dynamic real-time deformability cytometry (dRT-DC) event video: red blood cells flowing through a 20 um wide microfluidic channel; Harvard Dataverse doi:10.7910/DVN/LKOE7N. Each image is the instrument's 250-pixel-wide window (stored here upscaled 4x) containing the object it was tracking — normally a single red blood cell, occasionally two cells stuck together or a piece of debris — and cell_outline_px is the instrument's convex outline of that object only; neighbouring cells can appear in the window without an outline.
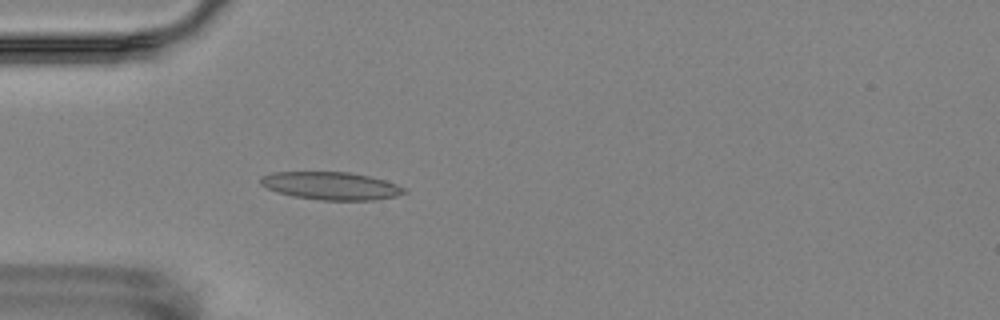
{"species": "Egyptian fruit bat (a non-hibernating species)", "species_latin": "Rousettus aegyptiacus", "temperature_condition": "room temperature", "stored_images_in_passage": 5, "camera_frame_rate_fps": 3000, "um_per_image_px": 0.085, "animal": {"sex": "female"}, "frame": {"image": 1, "passage_image": 4, "time_ms": 3.667, "image_size_px": [1000, 320], "cell_outline_px": [[408, 192], [396, 196], [372, 200], [320, 200], [292, 196], [276, 192], [260, 184], [260, 176], [272, 172], [348, 172], [368, 176], [384, 180], [408, 188]], "centroid_in_image_um": [28.13, 15.8], "position_along_channel_um": 56.9, "area_um2": 23.35}}